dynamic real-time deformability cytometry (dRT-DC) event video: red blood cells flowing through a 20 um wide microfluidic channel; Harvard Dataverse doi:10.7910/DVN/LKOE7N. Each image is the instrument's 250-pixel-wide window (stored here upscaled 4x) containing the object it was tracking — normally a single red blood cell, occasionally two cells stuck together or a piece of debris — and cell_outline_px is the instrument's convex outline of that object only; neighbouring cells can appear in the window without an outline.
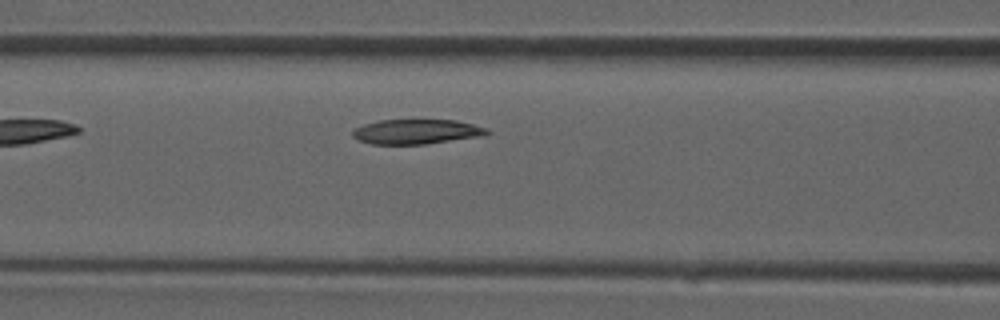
{"species": "common noctule bat (a hibernating species)", "species_latin": "Nyctalus noctula", "temperature_condition": "room temperature", "stored_images_in_passage": 28, "camera_frame_rate_fps": 3000, "um_per_image_px": 0.085, "animal": {"sex": "male", "forearm_length_mm": 52.5}, "frame": {"image": 1, "passage_image": 5, "time_ms": 1.333, "image_size_px": [1000, 320], "cell_outline_px": [[492, 132], [484, 136], [424, 144], [372, 144], [360, 140], [352, 136], [352, 128], [376, 120], [412, 116], [456, 120], [488, 128]], "centroid_in_image_um": [35.4, 11.12], "position_along_channel_um": 131.2, "area_um2": 20.69}}
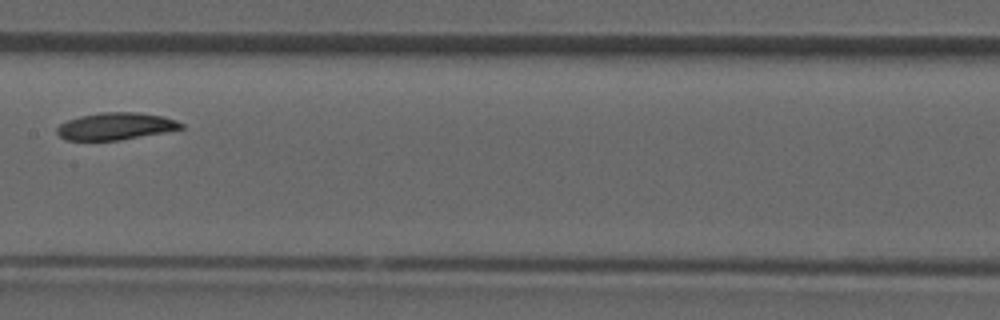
{"frame": {"image": 2, "passage_image": 9, "time_ms": 2.667, "image_size_px": [1000, 320], "cell_outline_px": [[184, 128], [164, 132], [120, 140], [64, 140], [56, 132], [56, 128], [60, 124], [68, 120], [80, 116], [100, 112], [136, 112], [164, 116], [176, 120], [184, 124]], "centroid_in_image_um": [9.83, 10.72], "position_along_channel_um": 197.6, "area_um2": 19.65}}